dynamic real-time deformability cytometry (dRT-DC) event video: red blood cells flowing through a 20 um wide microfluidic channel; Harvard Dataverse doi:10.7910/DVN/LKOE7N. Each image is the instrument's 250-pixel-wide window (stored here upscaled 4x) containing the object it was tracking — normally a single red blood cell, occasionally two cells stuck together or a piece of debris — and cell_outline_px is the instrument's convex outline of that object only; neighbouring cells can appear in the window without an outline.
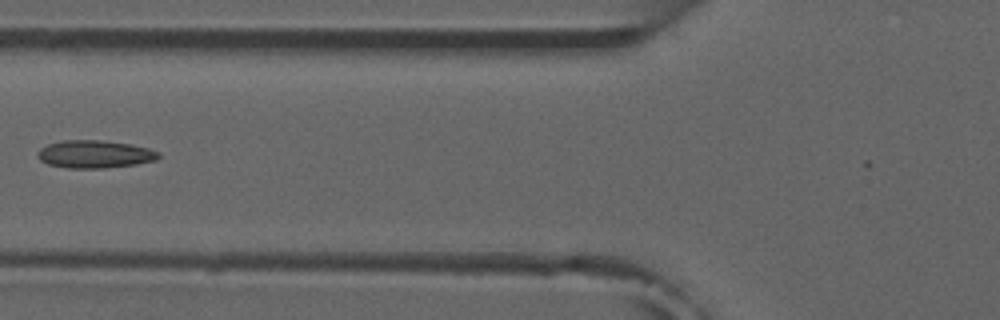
{"species": "common noctule bat (a hibernating species)", "species_latin": "Nyctalus noctula", "temperature_condition": "room temperature", "stored_images_in_passage": 6, "camera_frame_rate_fps": 3000, "um_per_image_px": 0.085, "animal": {"sex": "male", "forearm_length_mm": 52.5}, "frame": {"image": 1, "passage_image": 6, "time_ms": 6.667, "image_size_px": [1000, 320], "cell_outline_px": [[160, 156], [156, 160], [136, 164], [104, 168], [68, 168], [48, 164], [40, 160], [36, 156], [36, 152], [40, 148], [48, 144], [64, 140], [100, 140], [132, 144], [148, 148], [160, 152]], "centroid_in_image_um": [8.04, 13.1], "position_along_channel_um": 117.8, "area_um2": 19.65}}